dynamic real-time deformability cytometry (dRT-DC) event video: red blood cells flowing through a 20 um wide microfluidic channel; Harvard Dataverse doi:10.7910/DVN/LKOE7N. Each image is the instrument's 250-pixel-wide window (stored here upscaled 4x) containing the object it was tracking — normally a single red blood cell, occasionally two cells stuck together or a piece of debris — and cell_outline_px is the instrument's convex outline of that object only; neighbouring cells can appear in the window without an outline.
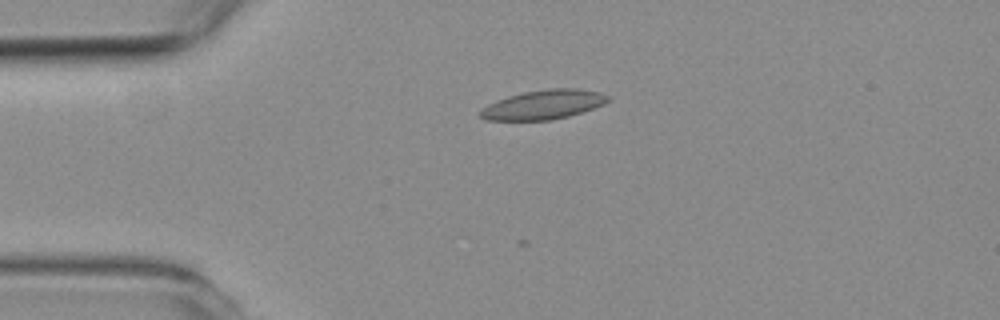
{"species": "common noctule bat (a hibernating species)", "species_latin": "Nyctalus noctula", "temperature_condition": "room temperature", "stored_images_in_passage": 45, "camera_frame_rate_fps": 3000, "um_per_image_px": 0.085, "animal": {"sex": "female", "body_mass_g": 19.3, "forearm_length_mm": 54.1}, "frame": {"image": 1, "passage_image": 3, "time_ms": 0.667, "image_size_px": [1000, 320], "cell_outline_px": [[608, 100], [604, 104], [568, 116], [548, 120], [484, 120], [480, 116], [480, 112], [488, 104], [496, 100], [508, 96], [524, 92], [548, 88], [580, 88], [600, 92], [608, 96]], "centroid_in_image_um": [46.18, 8.88], "position_along_channel_um": 38.8, "area_um2": 21.62}}
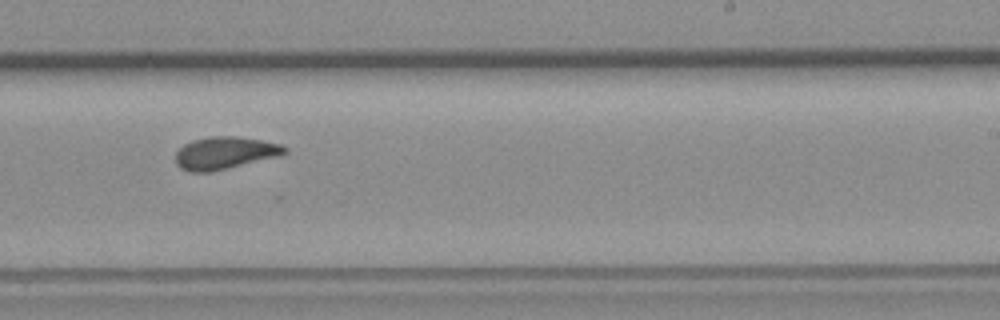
{"frame": {"image": 2, "passage_image": 24, "time_ms": 7.667, "image_size_px": [1000, 320], "cell_outline_px": [[288, 152], [276, 156], [212, 172], [188, 172], [180, 168], [176, 164], [176, 152], [184, 144], [192, 140], [208, 136], [236, 136], [264, 140], [280, 144], [288, 148]], "centroid_in_image_um": [19.08, 12.99], "position_along_channel_um": 269.9, "area_um2": 20.63}}
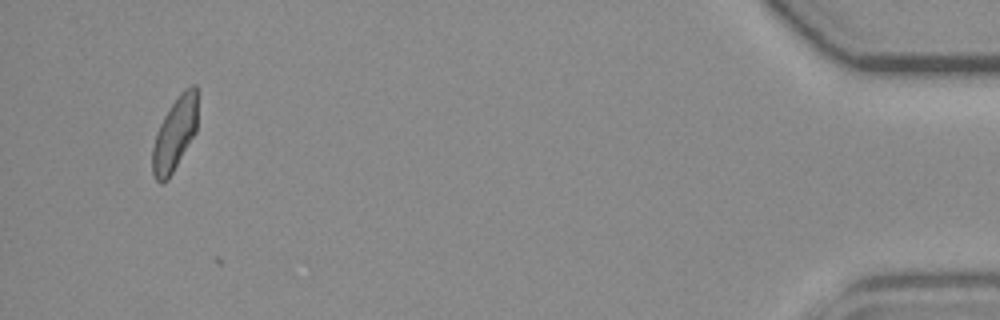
{"frame": {"image": 3, "passage_image": 43, "time_ms": 14.0, "image_size_px": [1000, 320], "cell_outline_px": [[196, 132], [168, 180], [160, 184], [156, 180], [152, 172], [152, 148], [156, 132], [168, 108], [180, 92], [184, 88], [192, 84], [196, 84]], "centroid_in_image_um": [14.83, 11.39], "position_along_channel_um": 420.4, "area_um2": 19.31}}